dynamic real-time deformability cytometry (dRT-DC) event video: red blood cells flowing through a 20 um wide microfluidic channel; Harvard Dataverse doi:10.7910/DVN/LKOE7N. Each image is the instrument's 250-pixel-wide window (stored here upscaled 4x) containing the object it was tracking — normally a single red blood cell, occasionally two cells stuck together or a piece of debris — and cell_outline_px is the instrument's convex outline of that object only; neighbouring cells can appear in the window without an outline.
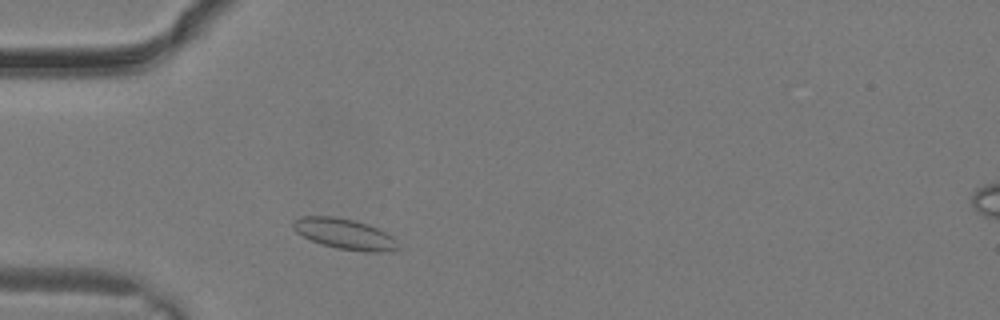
{"species": "common noctule bat (a hibernating species)", "species_latin": "Nyctalus noctula", "temperature_condition": "warm", "stored_images_in_passage": 15, "camera_frame_rate_fps": 3000, "um_per_image_px": 0.085, "animal": {"sex": "male", "body_mass_g": 19.2, "forearm_length_mm": 51.8}, "frame": {"image": 1, "passage_image": 2, "time_ms": 0.333, "image_size_px": [1000, 320], "cell_outline_px": [[396, 248], [380, 252], [364, 252], [336, 248], [320, 244], [296, 232], [292, 228], [292, 220], [300, 216], [336, 216], [356, 220], [368, 224], [392, 236], [396, 240]], "centroid_in_image_um": [29.22, 19.86], "position_along_channel_um": 55.8, "area_um2": 18.67}}
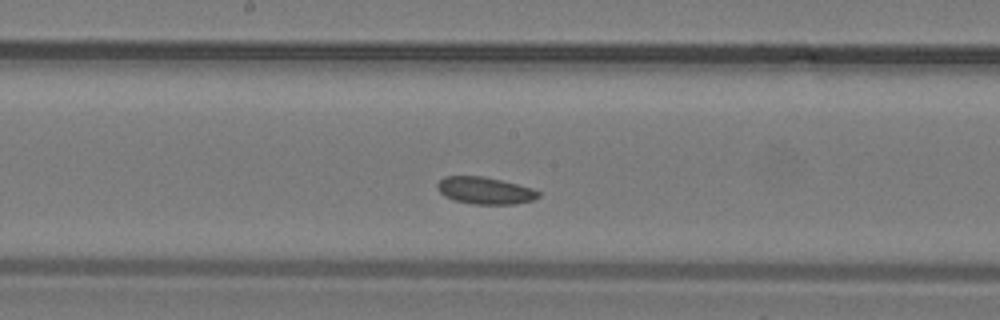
{"frame": {"image": 2, "passage_image": 9, "time_ms": 2.667, "image_size_px": [1000, 320], "cell_outline_px": [[540, 196], [532, 200], [516, 204], [472, 204], [456, 200], [444, 196], [436, 188], [436, 184], [444, 176], [484, 176], [532, 188], [540, 192]], "centroid_in_image_um": [41.2, 16.19], "position_along_channel_um": 207.0, "area_um2": 15.9}}
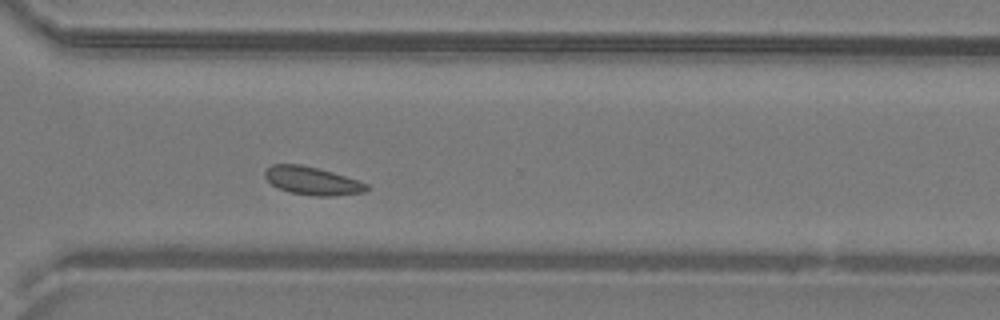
{"frame": {"image": 3, "passage_image": 15, "time_ms": 4.667, "image_size_px": [1000, 320], "cell_outline_px": [[368, 188], [364, 192], [336, 196], [316, 196], [292, 192], [280, 188], [272, 184], [264, 176], [264, 172], [272, 164], [300, 164], [332, 172], [360, 180], [368, 184]], "centroid_in_image_um": [26.58, 15.37], "position_along_channel_um": 344.0, "area_um2": 16.47}}